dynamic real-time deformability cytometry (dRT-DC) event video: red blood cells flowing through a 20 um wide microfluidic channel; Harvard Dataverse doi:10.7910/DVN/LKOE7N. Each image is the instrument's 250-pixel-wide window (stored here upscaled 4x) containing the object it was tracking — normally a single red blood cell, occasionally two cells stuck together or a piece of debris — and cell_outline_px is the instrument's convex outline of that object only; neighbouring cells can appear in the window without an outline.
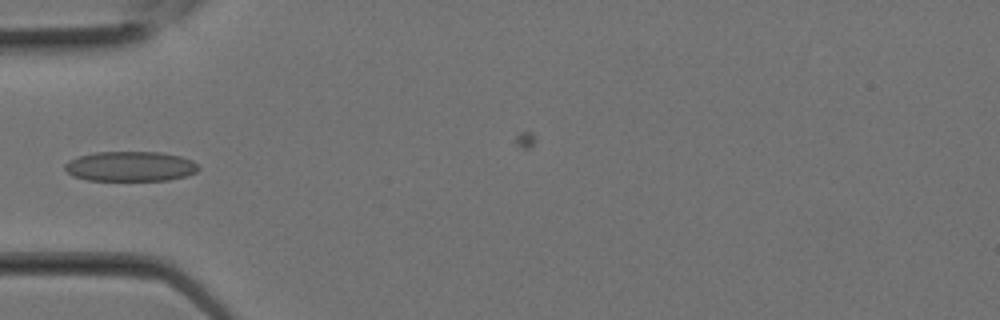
{"species": "Egyptian fruit bat (a non-hibernating species)", "species_latin": "Rousettus aegyptiacus", "temperature_condition": "room temperature", "stored_images_in_passage": 13, "camera_frame_rate_fps": 3000, "um_per_image_px": 0.085, "animal": {"sex": "female"}, "frame": {"image": 1, "passage_image": 8, "time_ms": 2.333, "image_size_px": [1000, 320], "cell_outline_px": [[200, 168], [196, 172], [188, 176], [168, 180], [88, 180], [72, 176], [64, 168], [64, 164], [68, 160], [80, 156], [96, 152], [160, 152], [180, 156], [192, 160]], "centroid_in_image_um": [11.09, 14.14], "position_along_channel_um": 73.9, "area_um2": 23.35}}
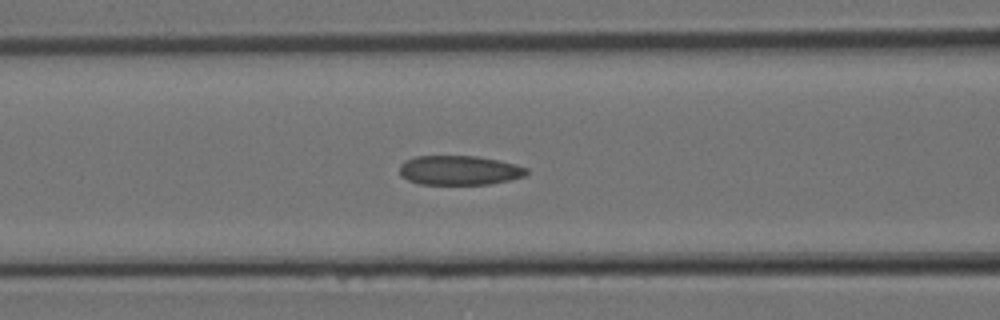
{"frame": {"image": 2, "passage_image": 10, "time_ms": 3.0, "image_size_px": [1000, 320], "cell_outline_px": [[528, 172], [524, 176], [508, 180], [488, 184], [420, 184], [408, 180], [400, 176], [400, 164], [404, 160], [416, 156], [476, 156], [500, 160], [516, 164], [528, 168]], "centroid_in_image_um": [39.03, 14.47], "position_along_channel_um": 127.6, "area_um2": 21.85}}